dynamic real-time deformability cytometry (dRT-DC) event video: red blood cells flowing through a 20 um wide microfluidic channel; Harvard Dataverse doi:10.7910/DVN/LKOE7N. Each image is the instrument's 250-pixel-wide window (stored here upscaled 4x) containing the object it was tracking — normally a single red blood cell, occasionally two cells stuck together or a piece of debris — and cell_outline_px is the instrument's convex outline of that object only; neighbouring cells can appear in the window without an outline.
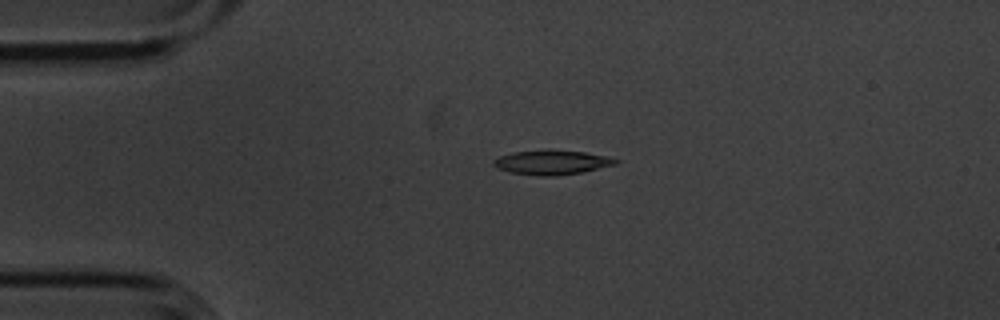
{"species": "common noctule bat (a hibernating species)", "species_latin": "Nyctalus noctula", "temperature_condition": "cold", "stored_images_in_passage": 5, "camera_frame_rate_fps": 3000, "um_per_image_px": 0.085, "animal": {"sex": "male", "body_mass_g": 20.1, "forearm_length_mm": 53.5}, "frame": {"image": 1, "passage_image": 4, "time_ms": 1.0, "image_size_px": [1000, 320], "cell_outline_px": [[620, 160], [616, 164], [584, 172], [556, 176], [536, 176], [512, 172], [496, 168], [492, 164], [492, 160], [500, 156], [512, 152], [544, 148], [584, 152], [604, 156]], "centroid_in_image_um": [46.86, 13.79], "position_along_channel_um": 38.1, "area_um2": 17.74}}